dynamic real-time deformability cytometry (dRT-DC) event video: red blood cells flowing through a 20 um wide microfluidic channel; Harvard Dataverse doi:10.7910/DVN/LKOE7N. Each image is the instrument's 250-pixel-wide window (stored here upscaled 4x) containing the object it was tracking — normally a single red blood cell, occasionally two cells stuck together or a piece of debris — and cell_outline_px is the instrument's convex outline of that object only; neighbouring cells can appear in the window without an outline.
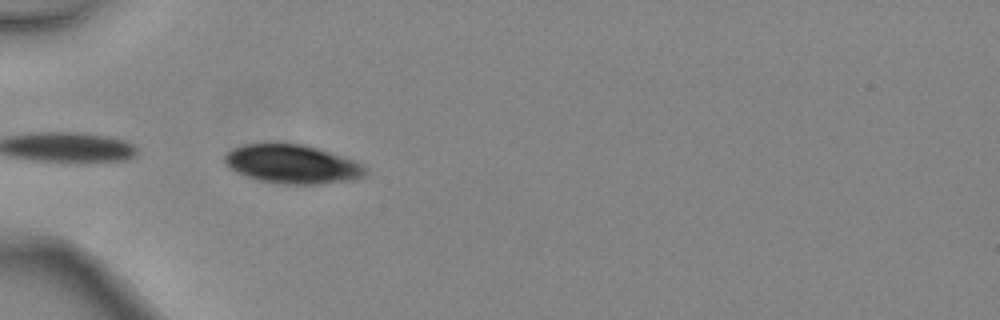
{"species": "common noctule bat (a hibernating species)", "species_latin": "Nyctalus noctula", "temperature_condition": "warm", "stored_images_in_passage": 6, "camera_frame_rate_fps": 3000, "um_per_image_px": 0.085, "animal": {"sex": "female", "body_mass_g": 24.6, "forearm_length_mm": 56.2}, "frame": {"image": 1, "passage_image": 5, "time_ms": 1.333, "image_size_px": [1000, 320], "cell_outline_px": [[368, 172], [364, 176], [352, 180], [320, 184], [276, 184], [256, 180], [244, 176], [228, 168], [224, 164], [224, 156], [232, 148], [244, 144], [300, 144], [316, 148], [352, 160], [368, 168]], "centroid_in_image_um": [24.79, 13.98], "position_along_channel_um": 60.2, "area_um2": 31.85}}